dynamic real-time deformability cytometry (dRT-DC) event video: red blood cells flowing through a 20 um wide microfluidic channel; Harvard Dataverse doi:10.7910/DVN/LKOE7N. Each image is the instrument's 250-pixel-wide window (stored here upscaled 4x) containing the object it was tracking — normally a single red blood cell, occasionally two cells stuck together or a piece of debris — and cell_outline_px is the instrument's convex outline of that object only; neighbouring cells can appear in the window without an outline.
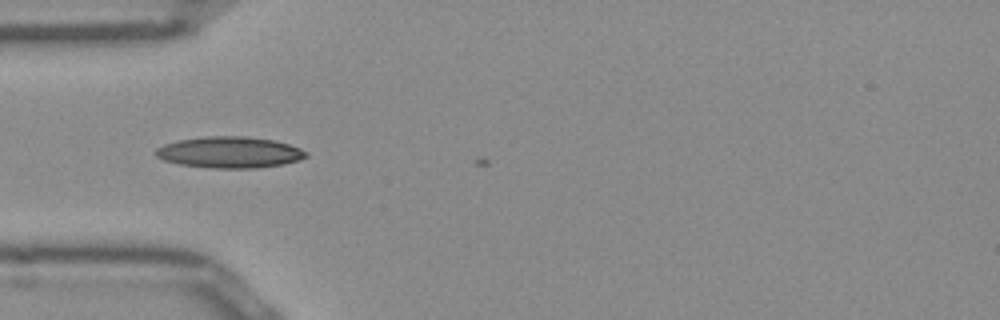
{"species": "Egyptian fruit bat (a non-hibernating species)", "species_latin": "Rousettus aegyptiacus", "temperature_condition": "room temperature", "stored_images_in_passage": 5, "camera_frame_rate_fps": 3000, "um_per_image_px": 0.085, "frame": {"image": 1, "passage_image": 2, "time_ms": 0.333, "image_size_px": [1000, 320], "cell_outline_px": [[308, 156], [300, 160], [284, 164], [256, 168], [212, 168], [180, 164], [164, 160], [156, 156], [156, 148], [164, 144], [180, 140], [204, 136], [244, 136], [272, 140], [288, 144], [300, 148], [308, 152]], "centroid_in_image_um": [19.54, 12.95], "position_along_channel_um": 65.5, "area_um2": 27.34}}